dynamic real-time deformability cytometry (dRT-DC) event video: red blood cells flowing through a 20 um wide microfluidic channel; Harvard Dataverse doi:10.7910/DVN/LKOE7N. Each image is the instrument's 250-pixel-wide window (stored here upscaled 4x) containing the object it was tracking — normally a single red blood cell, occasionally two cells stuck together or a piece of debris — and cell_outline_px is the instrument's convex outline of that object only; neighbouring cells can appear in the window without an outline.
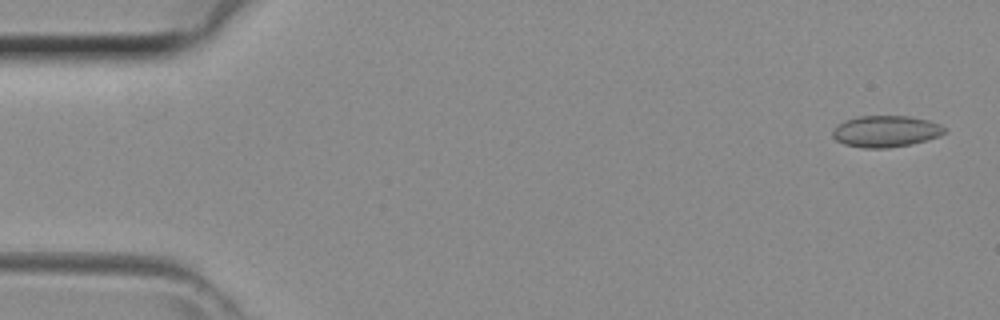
{"species": "common noctule bat (a hibernating species)", "species_latin": "Nyctalus noctula", "temperature_condition": "room temperature", "stored_images_in_passage": 42, "camera_frame_rate_fps": 3000, "um_per_image_px": 0.085, "animal": {"sex": "female", "body_mass_g": 29.2, "forearm_length_mm": 56.3}, "frame": {"image": 1, "passage_image": 1, "time_ms": 0.0, "image_size_px": [1000, 320], "cell_outline_px": [[944, 132], [940, 136], [928, 140], [888, 148], [864, 148], [844, 144], [836, 140], [832, 136], [832, 132], [844, 120], [860, 116], [908, 116], [928, 120], [940, 124], [944, 128]], "centroid_in_image_um": [75.29, 11.16], "position_along_channel_um": 9.7, "area_um2": 20.35}}
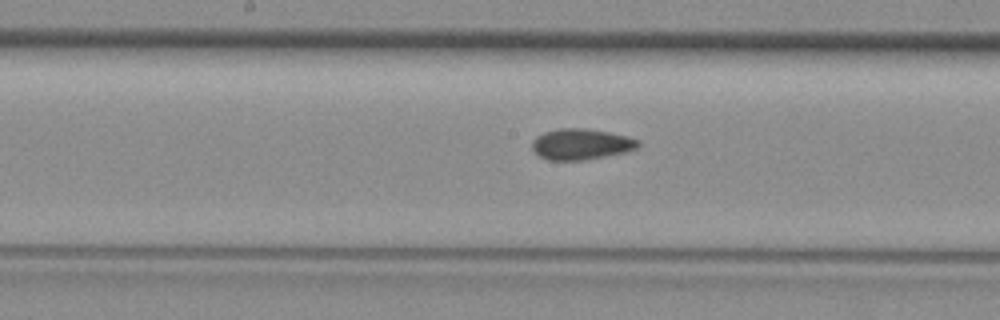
{"frame": {"image": 2, "passage_image": 21, "time_ms": 6.667, "image_size_px": [1000, 320], "cell_outline_px": [[640, 144], [636, 148], [624, 152], [584, 160], [548, 160], [540, 156], [532, 148], [532, 140], [536, 136], [544, 132], [560, 128], [584, 128], [608, 132], [628, 136], [640, 140]], "centroid_in_image_um": [49.38, 12.25], "position_along_channel_um": 198.8, "area_um2": 19.02}}
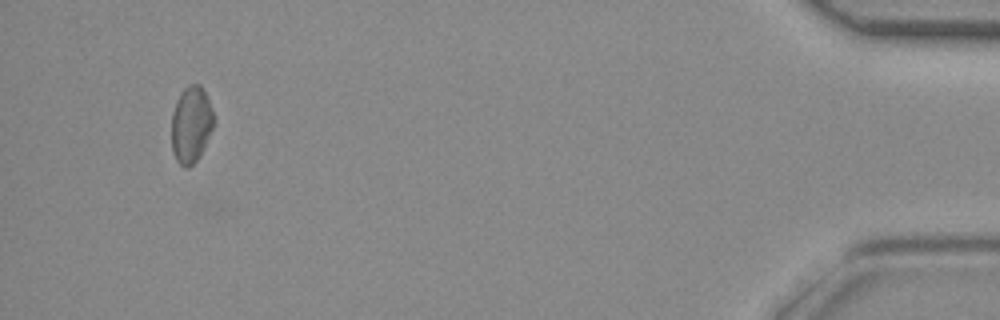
{"frame": {"image": 3, "passage_image": 40, "time_ms": 13.0, "image_size_px": [1000, 320], "cell_outline_px": [[216, 120], [204, 148], [196, 160], [188, 168], [184, 168], [176, 160], [172, 148], [172, 116], [176, 100], [184, 88], [188, 84], [200, 84], [212, 108]], "centroid_in_image_um": [16.26, 10.58], "position_along_channel_um": 418.9, "area_um2": 18.84}}